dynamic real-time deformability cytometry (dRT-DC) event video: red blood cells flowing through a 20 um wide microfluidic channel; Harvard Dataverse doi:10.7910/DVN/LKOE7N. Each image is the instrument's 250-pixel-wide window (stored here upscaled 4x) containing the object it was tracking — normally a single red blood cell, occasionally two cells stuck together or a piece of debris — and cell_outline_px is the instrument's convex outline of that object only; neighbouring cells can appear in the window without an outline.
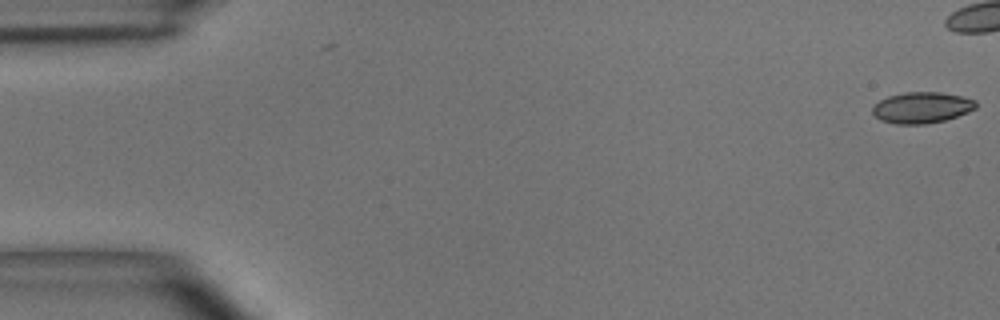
{"species": "common noctule bat (a hibernating species)", "species_latin": "Nyctalus noctula", "temperature_condition": "room temperature", "stored_images_in_passage": 40, "camera_frame_rate_fps": 3000, "um_per_image_px": 0.085, "animal": {"sex": "male", "body_mass_g": 15.6}, "frame": {"image": 1, "passage_image": 1, "time_ms": 0.0, "image_size_px": [1000, 320], "cell_outline_px": [[976, 108], [968, 112], [944, 120], [924, 124], [896, 124], [880, 120], [872, 112], [872, 104], [888, 96], [904, 92], [940, 92], [964, 96], [976, 100]], "centroid_in_image_um": [78.34, 9.13], "position_along_channel_um": 6.7, "area_um2": 18.84}}